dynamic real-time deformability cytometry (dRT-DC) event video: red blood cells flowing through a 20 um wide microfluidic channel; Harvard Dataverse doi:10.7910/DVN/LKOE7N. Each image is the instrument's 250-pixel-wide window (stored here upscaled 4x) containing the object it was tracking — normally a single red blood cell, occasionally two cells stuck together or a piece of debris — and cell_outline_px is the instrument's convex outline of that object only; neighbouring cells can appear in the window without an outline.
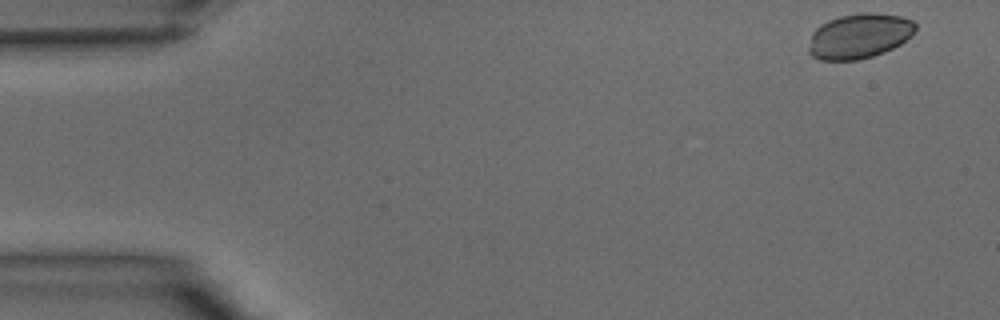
{"species": "common noctule bat (a hibernating species)", "species_latin": "Nyctalus noctula", "temperature_condition": "warm", "stored_images_in_passage": 20, "camera_frame_rate_fps": 3000, "um_per_image_px": 0.085, "animal": {"sex": "male", "body_mass_g": 15.6}, "frame": {"image": 1, "passage_image": 1, "time_ms": 0.0, "image_size_px": [1000, 320], "cell_outline_px": [[916, 28], [912, 36], [900, 44], [884, 52], [872, 56], [856, 60], [820, 60], [812, 56], [808, 52], [808, 48], [812, 32], [820, 24], [828, 20], [840, 16], [864, 12], [872, 12], [900, 16], [912, 20], [916, 24]], "centroid_in_image_um": [73.03, 3.06], "position_along_channel_um": 12.0, "area_um2": 28.09}}
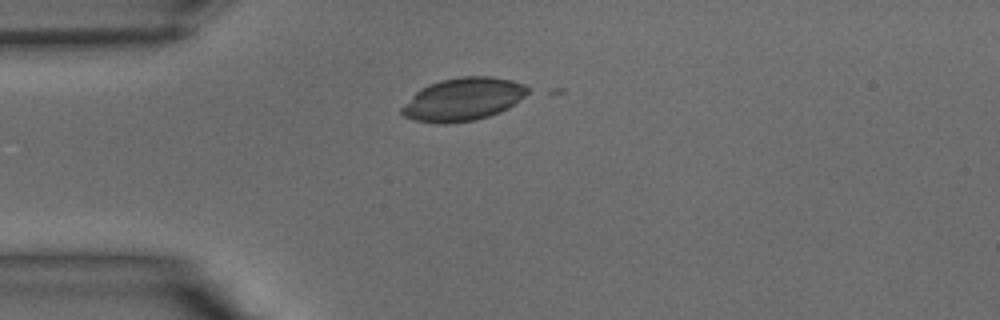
{"frame": {"image": 2, "passage_image": 9, "time_ms": 2.667, "image_size_px": [1000, 320], "cell_outline_px": [[532, 92], [508, 108], [500, 112], [476, 120], [444, 124], [440, 124], [416, 120], [404, 116], [400, 112], [400, 108], [420, 88], [428, 84], [440, 80], [460, 76], [492, 76], [512, 80], [524, 84]], "centroid_in_image_um": [39.39, 8.43], "position_along_channel_um": 45.6, "area_um2": 31.73}}
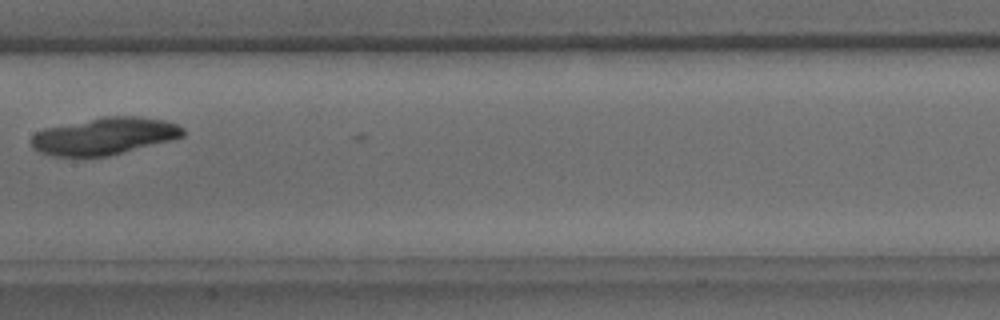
{"frame": {"image": 3, "passage_image": 19, "time_ms": 6.0, "image_size_px": [1000, 320], "cell_outline_px": [[184, 136], [172, 140], [108, 156], [52, 156], [40, 152], [32, 148], [28, 140], [36, 132], [44, 128], [104, 116], [140, 116], [164, 120], [176, 124], [184, 128]], "centroid_in_image_um": [8.85, 11.57], "position_along_channel_um": 198.5, "area_um2": 32.95}}